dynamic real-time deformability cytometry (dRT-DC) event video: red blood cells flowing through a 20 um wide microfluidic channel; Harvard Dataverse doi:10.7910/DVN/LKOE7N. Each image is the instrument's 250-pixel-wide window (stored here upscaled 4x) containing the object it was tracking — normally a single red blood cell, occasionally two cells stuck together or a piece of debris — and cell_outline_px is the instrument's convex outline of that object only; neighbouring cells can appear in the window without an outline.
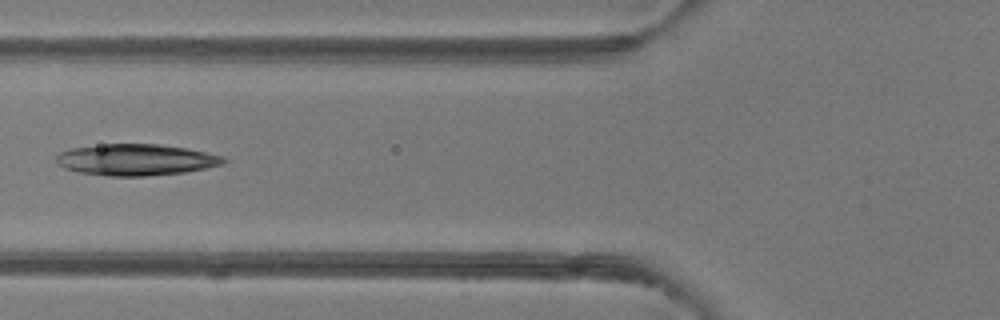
{"species": "common noctule bat (a hibernating species)", "species_latin": "Nyctalus noctula", "temperature_condition": "room temperature", "stored_images_in_passage": 6, "camera_frame_rate_fps": 3000, "um_per_image_px": 0.085, "animal": {"sex": "female"}, "frame": {"image": 1, "passage_image": 5, "time_ms": 5.667, "image_size_px": [1000, 320], "cell_outline_px": [[228, 160], [224, 164], [184, 172], [144, 176], [108, 176], [80, 172], [64, 168], [56, 164], [56, 156], [60, 152], [72, 148], [104, 144], [160, 144], [188, 148], [220, 156]], "centroid_in_image_um": [11.53, 13.58], "position_along_channel_um": 114.3, "area_um2": 30.46}}
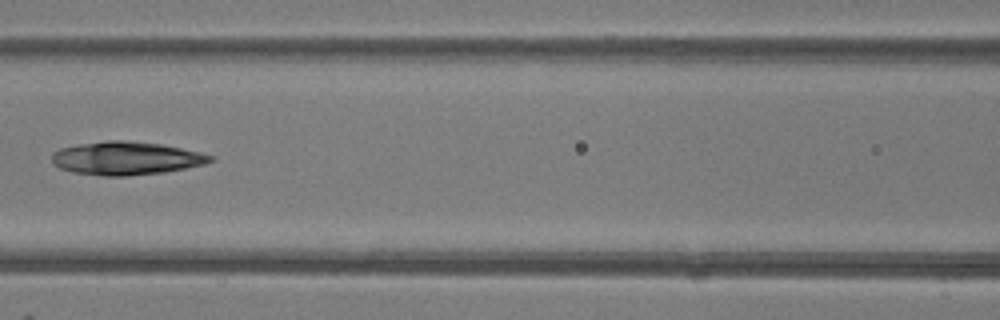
{"frame": {"image": 2, "passage_image": 6, "time_ms": 6.667, "image_size_px": [1000, 320], "cell_outline_px": [[216, 160], [204, 164], [164, 172], [128, 176], [104, 176], [72, 172], [60, 168], [52, 164], [52, 152], [60, 148], [80, 144], [108, 140], [124, 140], [160, 144], [200, 152], [212, 156]], "centroid_in_image_um": [10.69, 13.45], "position_along_channel_um": 155.9, "area_um2": 30.63}}